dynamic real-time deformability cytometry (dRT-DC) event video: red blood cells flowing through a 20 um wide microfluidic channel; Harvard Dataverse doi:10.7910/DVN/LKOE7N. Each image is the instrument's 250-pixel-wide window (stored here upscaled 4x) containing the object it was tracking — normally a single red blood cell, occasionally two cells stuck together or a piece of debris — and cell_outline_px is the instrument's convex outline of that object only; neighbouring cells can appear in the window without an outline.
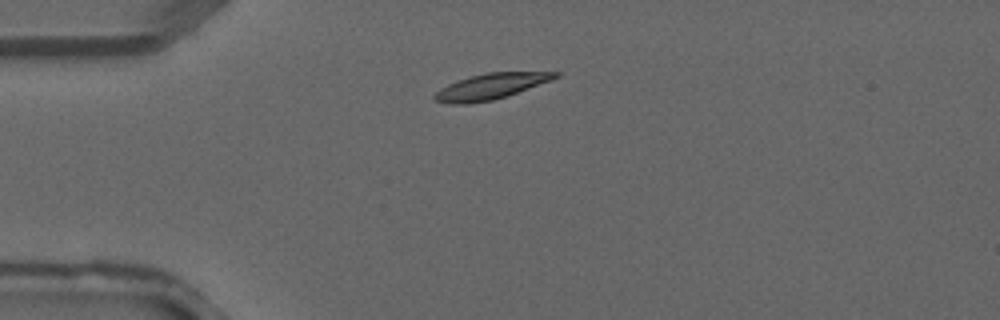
{"species": "common noctule bat (a hibernating species)", "species_latin": "Nyctalus noctula", "temperature_condition": "warm", "stored_images_in_passage": 3, "camera_frame_rate_fps": 3000, "um_per_image_px": 0.085, "animal": {"sex": "male", "forearm_length_mm": 52.5}, "frame": {"image": 1, "passage_image": 2, "time_ms": 0.333, "image_size_px": [1000, 320], "cell_outline_px": [[560, 76], [552, 80], [508, 96], [492, 100], [468, 104], [448, 104], [436, 100], [432, 96], [440, 88], [448, 84], [472, 76], [488, 72], [560, 72]], "centroid_in_image_um": [41.73, 7.35], "position_along_channel_um": 43.3, "area_um2": 18.03}}